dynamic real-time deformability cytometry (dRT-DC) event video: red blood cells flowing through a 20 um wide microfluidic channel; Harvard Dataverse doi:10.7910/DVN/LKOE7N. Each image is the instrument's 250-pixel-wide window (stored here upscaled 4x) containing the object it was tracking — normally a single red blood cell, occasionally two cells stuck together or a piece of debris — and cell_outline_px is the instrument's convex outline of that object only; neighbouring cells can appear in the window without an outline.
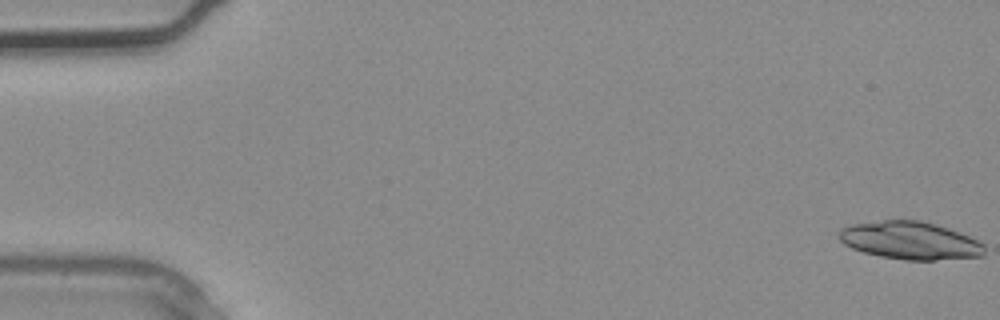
{"species": "common noctule bat (a hibernating species)", "species_latin": "Nyctalus noctula", "temperature_condition": "warm", "stored_images_in_passage": 3, "camera_frame_rate_fps": 3000, "um_per_image_px": 0.085, "animal": {"sex": "male", "body_mass_g": 20.4}, "frame": {"image": 1, "passage_image": 1, "time_ms": 0.0, "image_size_px": [1000, 320], "cell_outline_px": [[984, 256], [936, 260], [904, 260], [880, 256], [864, 252], [852, 248], [844, 244], [836, 236], [836, 232], [840, 228], [852, 224], [884, 220], [920, 220], [936, 224], [960, 232], [984, 244]], "centroid_in_image_um": [77.32, 20.44], "position_along_channel_um": 7.7, "area_um2": 32.19}}